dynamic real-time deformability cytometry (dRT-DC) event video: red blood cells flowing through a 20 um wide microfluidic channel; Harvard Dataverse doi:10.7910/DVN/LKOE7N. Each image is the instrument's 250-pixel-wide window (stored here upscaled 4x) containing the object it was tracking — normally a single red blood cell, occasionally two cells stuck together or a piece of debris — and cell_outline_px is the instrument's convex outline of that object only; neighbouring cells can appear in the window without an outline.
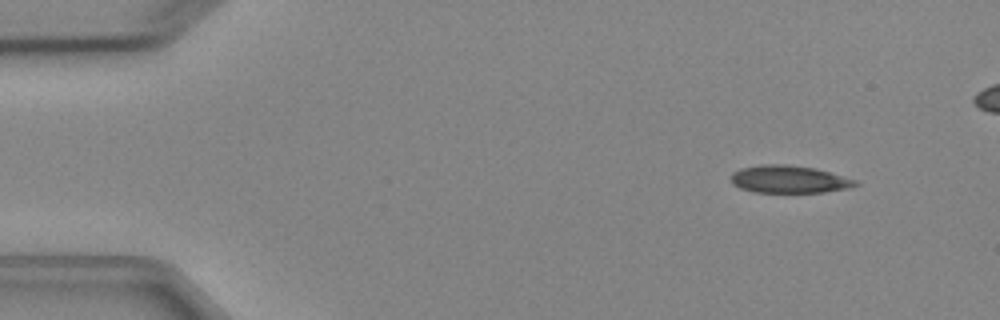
{"species": "Egyptian fruit bat (a non-hibernating species)", "species_latin": "Rousettus aegyptiacus", "temperature_condition": "cold", "stored_images_in_passage": 7, "camera_frame_rate_fps": 3000, "um_per_image_px": 0.085, "animal": {"sex": "female"}, "frame": {"image": 1, "passage_image": 1, "time_ms": 0.0, "image_size_px": [1000, 320], "cell_outline_px": [[860, 184], [848, 188], [824, 192], [752, 192], [740, 188], [732, 184], [732, 172], [740, 168], [760, 164], [784, 164], [816, 168], [856, 180]], "centroid_in_image_um": [67.05, 15.23], "position_along_channel_um": 18.0, "area_um2": 20.0}}
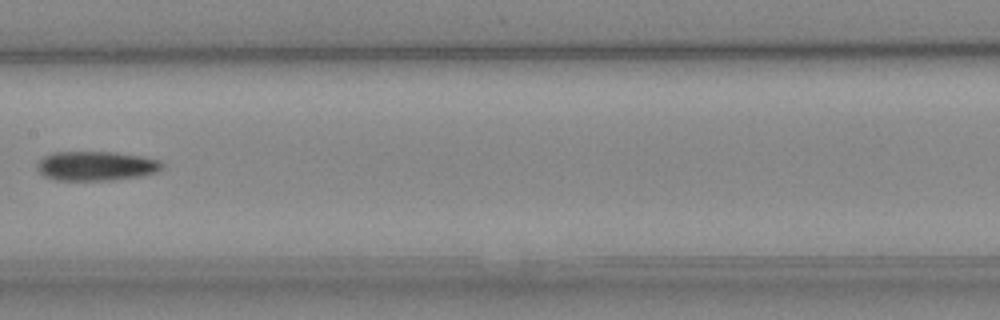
{"frame": {"image": 2, "passage_image": 7, "time_ms": 7.0, "image_size_px": [1000, 320], "cell_outline_px": [[164, 168], [156, 172], [140, 176], [112, 180], [56, 180], [44, 176], [36, 168], [36, 164], [44, 156], [52, 152], [116, 152], [144, 156], [160, 160], [164, 164]], "centroid_in_image_um": [8.19, 14.1], "position_along_channel_um": 199.2, "area_um2": 21.62}}